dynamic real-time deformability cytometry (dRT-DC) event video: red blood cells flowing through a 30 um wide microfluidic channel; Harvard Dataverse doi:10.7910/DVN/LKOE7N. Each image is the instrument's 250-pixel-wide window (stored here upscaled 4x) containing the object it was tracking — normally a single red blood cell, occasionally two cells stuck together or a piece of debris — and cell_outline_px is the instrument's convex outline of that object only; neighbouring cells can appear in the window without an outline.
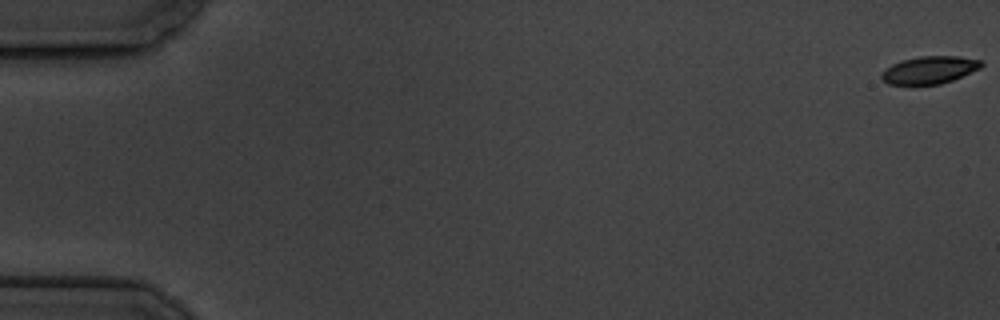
{"species": "common noctule bat (a hibernating species)", "species_latin": "Nyctalus noctula", "temperature_condition": "cold", "stored_images_in_passage": 5, "camera_frame_rate_fps": 3000, "um_per_image_px": 0.085, "animal": {"sex": "male", "body_mass_g": 19.5, "forearm_length_mm": 54.6}, "frame": {"image": 1, "passage_image": 1, "time_ms": 0.0, "image_size_px": [1000, 320], "cell_outline_px": [[984, 64], [980, 68], [952, 80], [940, 84], [888, 84], [880, 80], [880, 72], [892, 64], [904, 60], [920, 56], [956, 56], [980, 60]], "centroid_in_image_um": [78.96, 5.95], "position_along_channel_um": 6.0, "area_um2": 15.9}}